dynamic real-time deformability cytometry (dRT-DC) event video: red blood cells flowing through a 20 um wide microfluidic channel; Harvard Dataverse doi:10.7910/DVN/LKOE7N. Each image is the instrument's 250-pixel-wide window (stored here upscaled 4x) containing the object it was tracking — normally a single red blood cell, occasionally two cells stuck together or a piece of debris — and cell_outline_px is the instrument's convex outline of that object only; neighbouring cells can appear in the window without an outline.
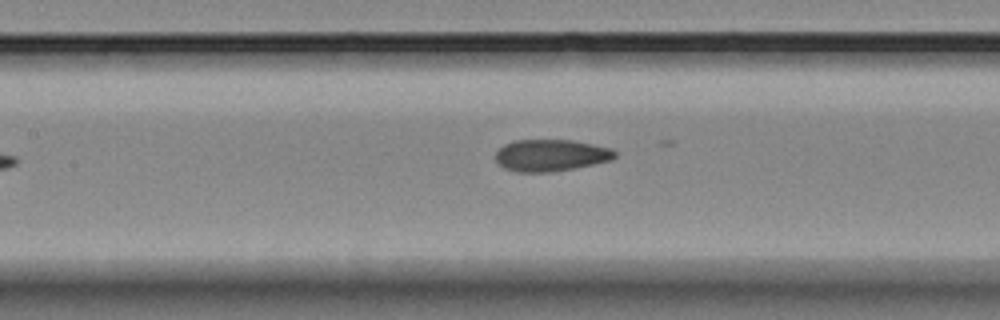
{"species": "Egyptian fruit bat (a non-hibernating species)", "species_latin": "Rousettus aegyptiacus", "temperature_condition": "room temperature", "stored_images_in_passage": 4, "camera_frame_rate_fps": 3000, "um_per_image_px": 0.085, "animal": {"sex": "female"}, "frame": {"image": 1, "passage_image": 4, "time_ms": 3.333, "image_size_px": [1000, 320], "cell_outline_px": [[616, 156], [612, 160], [552, 172], [516, 172], [504, 168], [496, 160], [496, 152], [504, 144], [512, 140], [572, 140], [612, 148], [616, 152]], "centroid_in_image_um": [46.81, 13.19], "position_along_channel_um": 160.6, "area_um2": 22.08}}